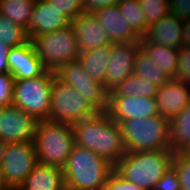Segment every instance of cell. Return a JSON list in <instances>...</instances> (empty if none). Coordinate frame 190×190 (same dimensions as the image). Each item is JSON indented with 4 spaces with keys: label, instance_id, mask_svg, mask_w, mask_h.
Here are the masks:
<instances>
[{
    "label": "cell",
    "instance_id": "29",
    "mask_svg": "<svg viewBox=\"0 0 190 190\" xmlns=\"http://www.w3.org/2000/svg\"><path fill=\"white\" fill-rule=\"evenodd\" d=\"M146 18V25L157 23L169 13L168 0H139Z\"/></svg>",
    "mask_w": 190,
    "mask_h": 190
},
{
    "label": "cell",
    "instance_id": "4",
    "mask_svg": "<svg viewBox=\"0 0 190 190\" xmlns=\"http://www.w3.org/2000/svg\"><path fill=\"white\" fill-rule=\"evenodd\" d=\"M33 143L38 163L63 168L76 144L73 126L50 120L38 121Z\"/></svg>",
    "mask_w": 190,
    "mask_h": 190
},
{
    "label": "cell",
    "instance_id": "22",
    "mask_svg": "<svg viewBox=\"0 0 190 190\" xmlns=\"http://www.w3.org/2000/svg\"><path fill=\"white\" fill-rule=\"evenodd\" d=\"M169 145L174 153L190 149V103L169 121Z\"/></svg>",
    "mask_w": 190,
    "mask_h": 190
},
{
    "label": "cell",
    "instance_id": "10",
    "mask_svg": "<svg viewBox=\"0 0 190 190\" xmlns=\"http://www.w3.org/2000/svg\"><path fill=\"white\" fill-rule=\"evenodd\" d=\"M55 75L80 92L97 111H107L109 93L102 84L91 80L78 59L60 66Z\"/></svg>",
    "mask_w": 190,
    "mask_h": 190
},
{
    "label": "cell",
    "instance_id": "25",
    "mask_svg": "<svg viewBox=\"0 0 190 190\" xmlns=\"http://www.w3.org/2000/svg\"><path fill=\"white\" fill-rule=\"evenodd\" d=\"M134 74L157 86H162L171 79L141 48L134 59Z\"/></svg>",
    "mask_w": 190,
    "mask_h": 190
},
{
    "label": "cell",
    "instance_id": "35",
    "mask_svg": "<svg viewBox=\"0 0 190 190\" xmlns=\"http://www.w3.org/2000/svg\"><path fill=\"white\" fill-rule=\"evenodd\" d=\"M103 190H145L138 185L127 181L121 175H119L115 170H113L105 185L103 186Z\"/></svg>",
    "mask_w": 190,
    "mask_h": 190
},
{
    "label": "cell",
    "instance_id": "34",
    "mask_svg": "<svg viewBox=\"0 0 190 190\" xmlns=\"http://www.w3.org/2000/svg\"><path fill=\"white\" fill-rule=\"evenodd\" d=\"M14 77L10 73H0V107L13 105Z\"/></svg>",
    "mask_w": 190,
    "mask_h": 190
},
{
    "label": "cell",
    "instance_id": "24",
    "mask_svg": "<svg viewBox=\"0 0 190 190\" xmlns=\"http://www.w3.org/2000/svg\"><path fill=\"white\" fill-rule=\"evenodd\" d=\"M158 87L159 86L153 82H149L147 79H143L133 73L109 93V96H139L155 98Z\"/></svg>",
    "mask_w": 190,
    "mask_h": 190
},
{
    "label": "cell",
    "instance_id": "16",
    "mask_svg": "<svg viewBox=\"0 0 190 190\" xmlns=\"http://www.w3.org/2000/svg\"><path fill=\"white\" fill-rule=\"evenodd\" d=\"M80 52L90 51L111 43L110 36L92 12L80 13L71 21Z\"/></svg>",
    "mask_w": 190,
    "mask_h": 190
},
{
    "label": "cell",
    "instance_id": "5",
    "mask_svg": "<svg viewBox=\"0 0 190 190\" xmlns=\"http://www.w3.org/2000/svg\"><path fill=\"white\" fill-rule=\"evenodd\" d=\"M119 124L127 152L170 150L169 121L160 114Z\"/></svg>",
    "mask_w": 190,
    "mask_h": 190
},
{
    "label": "cell",
    "instance_id": "36",
    "mask_svg": "<svg viewBox=\"0 0 190 190\" xmlns=\"http://www.w3.org/2000/svg\"><path fill=\"white\" fill-rule=\"evenodd\" d=\"M169 13L180 20L190 19V0H168Z\"/></svg>",
    "mask_w": 190,
    "mask_h": 190
},
{
    "label": "cell",
    "instance_id": "19",
    "mask_svg": "<svg viewBox=\"0 0 190 190\" xmlns=\"http://www.w3.org/2000/svg\"><path fill=\"white\" fill-rule=\"evenodd\" d=\"M182 36L183 20L168 13L157 23L150 25L146 34L139 42H152L166 47L180 49L183 46Z\"/></svg>",
    "mask_w": 190,
    "mask_h": 190
},
{
    "label": "cell",
    "instance_id": "12",
    "mask_svg": "<svg viewBox=\"0 0 190 190\" xmlns=\"http://www.w3.org/2000/svg\"><path fill=\"white\" fill-rule=\"evenodd\" d=\"M139 49L140 42L112 44V54L103 81L108 93L134 73V59Z\"/></svg>",
    "mask_w": 190,
    "mask_h": 190
},
{
    "label": "cell",
    "instance_id": "28",
    "mask_svg": "<svg viewBox=\"0 0 190 190\" xmlns=\"http://www.w3.org/2000/svg\"><path fill=\"white\" fill-rule=\"evenodd\" d=\"M121 15L127 20V23L141 36L143 37L148 27L146 25V18L142 6L139 0H128L118 2Z\"/></svg>",
    "mask_w": 190,
    "mask_h": 190
},
{
    "label": "cell",
    "instance_id": "6",
    "mask_svg": "<svg viewBox=\"0 0 190 190\" xmlns=\"http://www.w3.org/2000/svg\"><path fill=\"white\" fill-rule=\"evenodd\" d=\"M37 56L47 70L56 71L60 66L76 61L80 55L72 24L51 33L31 39Z\"/></svg>",
    "mask_w": 190,
    "mask_h": 190
},
{
    "label": "cell",
    "instance_id": "23",
    "mask_svg": "<svg viewBox=\"0 0 190 190\" xmlns=\"http://www.w3.org/2000/svg\"><path fill=\"white\" fill-rule=\"evenodd\" d=\"M140 48L154 61V63L162 68V71L167 73L171 78L176 77L179 49L152 42H140Z\"/></svg>",
    "mask_w": 190,
    "mask_h": 190
},
{
    "label": "cell",
    "instance_id": "27",
    "mask_svg": "<svg viewBox=\"0 0 190 190\" xmlns=\"http://www.w3.org/2000/svg\"><path fill=\"white\" fill-rule=\"evenodd\" d=\"M0 40L12 48L22 46L29 42L30 38L26 28L0 15Z\"/></svg>",
    "mask_w": 190,
    "mask_h": 190
},
{
    "label": "cell",
    "instance_id": "43",
    "mask_svg": "<svg viewBox=\"0 0 190 190\" xmlns=\"http://www.w3.org/2000/svg\"><path fill=\"white\" fill-rule=\"evenodd\" d=\"M122 1H128V0H117V2H122Z\"/></svg>",
    "mask_w": 190,
    "mask_h": 190
},
{
    "label": "cell",
    "instance_id": "13",
    "mask_svg": "<svg viewBox=\"0 0 190 190\" xmlns=\"http://www.w3.org/2000/svg\"><path fill=\"white\" fill-rule=\"evenodd\" d=\"M117 123L134 118H148L159 114L153 97L109 96L106 111Z\"/></svg>",
    "mask_w": 190,
    "mask_h": 190
},
{
    "label": "cell",
    "instance_id": "9",
    "mask_svg": "<svg viewBox=\"0 0 190 190\" xmlns=\"http://www.w3.org/2000/svg\"><path fill=\"white\" fill-rule=\"evenodd\" d=\"M37 164L33 141L6 143L1 168L12 190L19 188Z\"/></svg>",
    "mask_w": 190,
    "mask_h": 190
},
{
    "label": "cell",
    "instance_id": "42",
    "mask_svg": "<svg viewBox=\"0 0 190 190\" xmlns=\"http://www.w3.org/2000/svg\"><path fill=\"white\" fill-rule=\"evenodd\" d=\"M78 190H103V188H94V189H78Z\"/></svg>",
    "mask_w": 190,
    "mask_h": 190
},
{
    "label": "cell",
    "instance_id": "8",
    "mask_svg": "<svg viewBox=\"0 0 190 190\" xmlns=\"http://www.w3.org/2000/svg\"><path fill=\"white\" fill-rule=\"evenodd\" d=\"M97 112L80 92L54 74L48 120L73 126Z\"/></svg>",
    "mask_w": 190,
    "mask_h": 190
},
{
    "label": "cell",
    "instance_id": "17",
    "mask_svg": "<svg viewBox=\"0 0 190 190\" xmlns=\"http://www.w3.org/2000/svg\"><path fill=\"white\" fill-rule=\"evenodd\" d=\"M71 24V21L47 0H36L29 16L30 40L41 34L51 33Z\"/></svg>",
    "mask_w": 190,
    "mask_h": 190
},
{
    "label": "cell",
    "instance_id": "15",
    "mask_svg": "<svg viewBox=\"0 0 190 190\" xmlns=\"http://www.w3.org/2000/svg\"><path fill=\"white\" fill-rule=\"evenodd\" d=\"M92 13L109 34L112 44L139 42L142 38L121 15L118 3L96 9Z\"/></svg>",
    "mask_w": 190,
    "mask_h": 190
},
{
    "label": "cell",
    "instance_id": "33",
    "mask_svg": "<svg viewBox=\"0 0 190 190\" xmlns=\"http://www.w3.org/2000/svg\"><path fill=\"white\" fill-rule=\"evenodd\" d=\"M178 59L175 79L190 85V48L182 46L178 51Z\"/></svg>",
    "mask_w": 190,
    "mask_h": 190
},
{
    "label": "cell",
    "instance_id": "2",
    "mask_svg": "<svg viewBox=\"0 0 190 190\" xmlns=\"http://www.w3.org/2000/svg\"><path fill=\"white\" fill-rule=\"evenodd\" d=\"M114 165L75 144L63 167L66 190L103 188Z\"/></svg>",
    "mask_w": 190,
    "mask_h": 190
},
{
    "label": "cell",
    "instance_id": "32",
    "mask_svg": "<svg viewBox=\"0 0 190 190\" xmlns=\"http://www.w3.org/2000/svg\"><path fill=\"white\" fill-rule=\"evenodd\" d=\"M152 190H181L177 168L172 162L165 169L162 178L153 186Z\"/></svg>",
    "mask_w": 190,
    "mask_h": 190
},
{
    "label": "cell",
    "instance_id": "11",
    "mask_svg": "<svg viewBox=\"0 0 190 190\" xmlns=\"http://www.w3.org/2000/svg\"><path fill=\"white\" fill-rule=\"evenodd\" d=\"M38 120L11 105L0 107V139L6 143L33 141Z\"/></svg>",
    "mask_w": 190,
    "mask_h": 190
},
{
    "label": "cell",
    "instance_id": "41",
    "mask_svg": "<svg viewBox=\"0 0 190 190\" xmlns=\"http://www.w3.org/2000/svg\"><path fill=\"white\" fill-rule=\"evenodd\" d=\"M5 147H6V142H5V141H2V140L0 139V165H1L2 160H3Z\"/></svg>",
    "mask_w": 190,
    "mask_h": 190
},
{
    "label": "cell",
    "instance_id": "18",
    "mask_svg": "<svg viewBox=\"0 0 190 190\" xmlns=\"http://www.w3.org/2000/svg\"><path fill=\"white\" fill-rule=\"evenodd\" d=\"M7 62L9 73L15 80L36 78L47 70L37 56L31 40L22 46L10 48Z\"/></svg>",
    "mask_w": 190,
    "mask_h": 190
},
{
    "label": "cell",
    "instance_id": "39",
    "mask_svg": "<svg viewBox=\"0 0 190 190\" xmlns=\"http://www.w3.org/2000/svg\"><path fill=\"white\" fill-rule=\"evenodd\" d=\"M183 47L190 48V19L183 20Z\"/></svg>",
    "mask_w": 190,
    "mask_h": 190
},
{
    "label": "cell",
    "instance_id": "20",
    "mask_svg": "<svg viewBox=\"0 0 190 190\" xmlns=\"http://www.w3.org/2000/svg\"><path fill=\"white\" fill-rule=\"evenodd\" d=\"M18 190H66L63 168L38 163Z\"/></svg>",
    "mask_w": 190,
    "mask_h": 190
},
{
    "label": "cell",
    "instance_id": "14",
    "mask_svg": "<svg viewBox=\"0 0 190 190\" xmlns=\"http://www.w3.org/2000/svg\"><path fill=\"white\" fill-rule=\"evenodd\" d=\"M155 100L159 114L170 121L190 103V85L171 78L158 87Z\"/></svg>",
    "mask_w": 190,
    "mask_h": 190
},
{
    "label": "cell",
    "instance_id": "26",
    "mask_svg": "<svg viewBox=\"0 0 190 190\" xmlns=\"http://www.w3.org/2000/svg\"><path fill=\"white\" fill-rule=\"evenodd\" d=\"M36 0H0V15L26 28Z\"/></svg>",
    "mask_w": 190,
    "mask_h": 190
},
{
    "label": "cell",
    "instance_id": "31",
    "mask_svg": "<svg viewBox=\"0 0 190 190\" xmlns=\"http://www.w3.org/2000/svg\"><path fill=\"white\" fill-rule=\"evenodd\" d=\"M52 6H55L70 21L85 12L83 0H47Z\"/></svg>",
    "mask_w": 190,
    "mask_h": 190
},
{
    "label": "cell",
    "instance_id": "1",
    "mask_svg": "<svg viewBox=\"0 0 190 190\" xmlns=\"http://www.w3.org/2000/svg\"><path fill=\"white\" fill-rule=\"evenodd\" d=\"M75 142L115 165L127 153L120 124L98 111L73 125Z\"/></svg>",
    "mask_w": 190,
    "mask_h": 190
},
{
    "label": "cell",
    "instance_id": "7",
    "mask_svg": "<svg viewBox=\"0 0 190 190\" xmlns=\"http://www.w3.org/2000/svg\"><path fill=\"white\" fill-rule=\"evenodd\" d=\"M54 74L55 71L46 70L36 78L14 80L13 105L38 121L48 120Z\"/></svg>",
    "mask_w": 190,
    "mask_h": 190
},
{
    "label": "cell",
    "instance_id": "37",
    "mask_svg": "<svg viewBox=\"0 0 190 190\" xmlns=\"http://www.w3.org/2000/svg\"><path fill=\"white\" fill-rule=\"evenodd\" d=\"M118 3L117 0H83L85 12H93L96 9Z\"/></svg>",
    "mask_w": 190,
    "mask_h": 190
},
{
    "label": "cell",
    "instance_id": "40",
    "mask_svg": "<svg viewBox=\"0 0 190 190\" xmlns=\"http://www.w3.org/2000/svg\"><path fill=\"white\" fill-rule=\"evenodd\" d=\"M0 190H12L4 179V174L0 165Z\"/></svg>",
    "mask_w": 190,
    "mask_h": 190
},
{
    "label": "cell",
    "instance_id": "38",
    "mask_svg": "<svg viewBox=\"0 0 190 190\" xmlns=\"http://www.w3.org/2000/svg\"><path fill=\"white\" fill-rule=\"evenodd\" d=\"M10 47L0 40V73H9L8 52Z\"/></svg>",
    "mask_w": 190,
    "mask_h": 190
},
{
    "label": "cell",
    "instance_id": "3",
    "mask_svg": "<svg viewBox=\"0 0 190 190\" xmlns=\"http://www.w3.org/2000/svg\"><path fill=\"white\" fill-rule=\"evenodd\" d=\"M173 155L172 150L127 152L114 165V170L127 181L152 190L172 162Z\"/></svg>",
    "mask_w": 190,
    "mask_h": 190
},
{
    "label": "cell",
    "instance_id": "30",
    "mask_svg": "<svg viewBox=\"0 0 190 190\" xmlns=\"http://www.w3.org/2000/svg\"><path fill=\"white\" fill-rule=\"evenodd\" d=\"M172 163L177 168L181 190H190V155L187 152L174 153Z\"/></svg>",
    "mask_w": 190,
    "mask_h": 190
},
{
    "label": "cell",
    "instance_id": "21",
    "mask_svg": "<svg viewBox=\"0 0 190 190\" xmlns=\"http://www.w3.org/2000/svg\"><path fill=\"white\" fill-rule=\"evenodd\" d=\"M111 54L112 44H109L90 51L80 52L78 61L93 82L103 85Z\"/></svg>",
    "mask_w": 190,
    "mask_h": 190
}]
</instances>
